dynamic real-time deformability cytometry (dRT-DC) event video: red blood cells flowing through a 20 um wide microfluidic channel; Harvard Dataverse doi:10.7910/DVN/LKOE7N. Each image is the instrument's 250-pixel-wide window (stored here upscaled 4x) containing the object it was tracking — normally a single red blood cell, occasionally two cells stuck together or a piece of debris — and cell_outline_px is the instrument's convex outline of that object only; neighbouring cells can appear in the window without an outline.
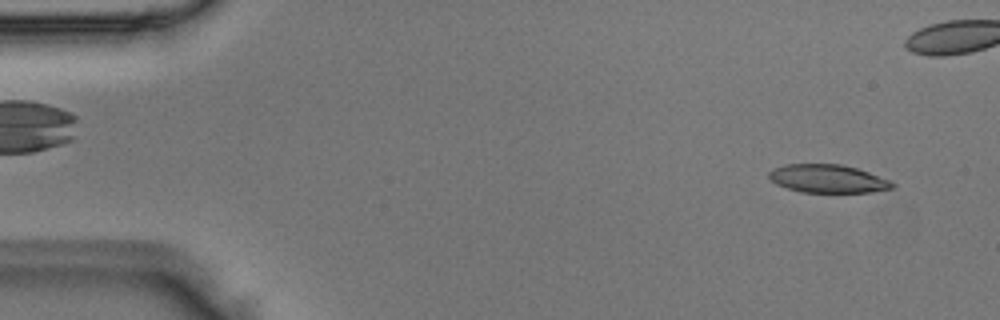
{"species": "Egyptian fruit bat (a non-hibernating species)", "species_latin": "Rousettus aegyptiacus", "temperature_condition": "room temperature", "stored_images_in_passage": 6, "camera_frame_rate_fps": 3000, "um_per_image_px": 0.085, "animal": {"sex": "male"}, "frame": {"image": 1, "passage_image": 1, "time_ms": 0.0, "image_size_px": [1000, 320], "cell_outline_px": [[896, 188], [872, 192], [800, 192], [776, 184], [768, 176], [768, 172], [772, 168], [784, 164], [840, 164], [856, 168], [892, 180], [896, 184]], "centroid_in_image_um": [70.39, 15.19], "position_along_channel_um": 14.6, "area_um2": 20.46}}
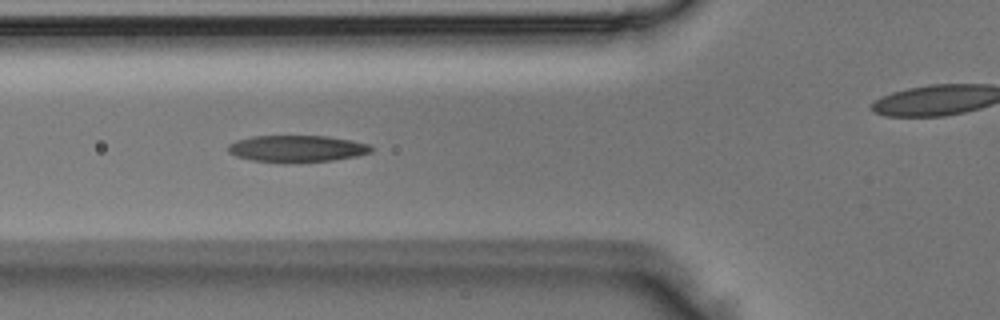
{"frame": {"image": 2, "passage_image": 5, "time_ms": 1.333, "image_size_px": [1000, 320], "cell_outline_px": [[372, 152], [356, 156], [332, 160], [284, 164], [252, 160], [236, 156], [228, 152], [228, 144], [236, 140], [252, 136], [328, 136], [352, 140], [368, 144], [372, 148]], "centroid_in_image_um": [25.21, 12.65], "position_along_channel_um": 100.6, "area_um2": 22.6}}